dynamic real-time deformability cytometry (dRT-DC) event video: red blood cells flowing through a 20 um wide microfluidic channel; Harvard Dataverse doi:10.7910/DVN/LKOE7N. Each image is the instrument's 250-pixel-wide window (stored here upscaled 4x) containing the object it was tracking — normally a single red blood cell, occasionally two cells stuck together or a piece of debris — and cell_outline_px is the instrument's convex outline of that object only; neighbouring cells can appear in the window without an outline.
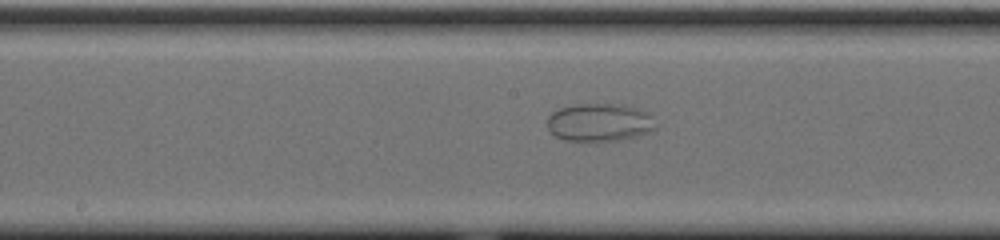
{"species": "common noctule bat (a hibernating species)", "species_latin": "Nyctalus noctula", "temperature_condition": "cold", "stored_images_in_passage": 40, "camera_frame_rate_fps": 3000, "um_per_image_px": 0.085, "animal": {"sex": "male", "body_mass_g": 20.0, "forearm_length_mm": 53.3}, "frame": {"image": 1, "passage_image": 12, "time_ms": 3.667, "image_size_px": [1000, 240], "cell_outline_px": [[652, 128], [636, 136], [620, 140], [564, 140], [556, 136], [548, 128], [548, 116], [552, 112], [560, 108], [576, 104], [624, 104], [640, 108], [652, 116]], "centroid_in_image_um": [50.91, 10.37], "position_along_channel_um": 197.3, "area_um2": 23.52}}